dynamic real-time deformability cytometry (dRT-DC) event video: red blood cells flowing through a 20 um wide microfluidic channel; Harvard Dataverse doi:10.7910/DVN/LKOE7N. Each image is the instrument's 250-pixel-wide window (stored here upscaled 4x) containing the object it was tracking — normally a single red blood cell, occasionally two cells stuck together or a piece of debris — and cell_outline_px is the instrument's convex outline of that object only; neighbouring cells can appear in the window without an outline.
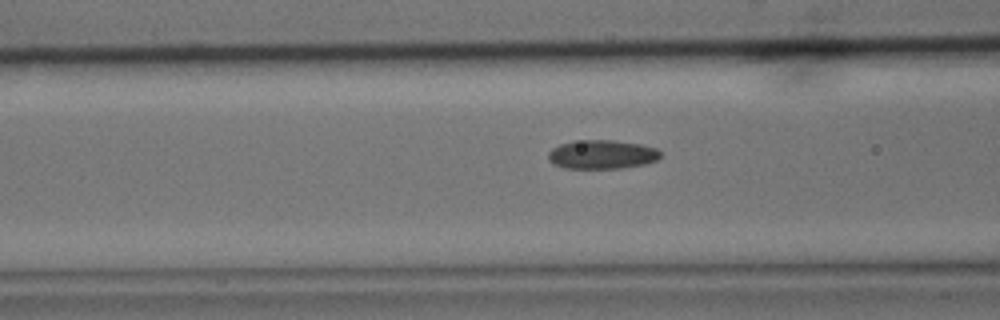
{"species": "common noctule bat (a hibernating species)", "species_latin": "Nyctalus noctula", "temperature_condition": "cold", "stored_images_in_passage": 33, "camera_frame_rate_fps": 3000, "um_per_image_px": 0.085, "animal": {"sex": "male", "body_mass_g": 15.6}, "frame": {"image": 1, "passage_image": 11, "time_ms": 3.333, "image_size_px": [1000, 320], "cell_outline_px": [[660, 156], [656, 160], [644, 164], [620, 168], [564, 168], [552, 164], [548, 160], [548, 152], [552, 148], [560, 144], [572, 140], [612, 140], [640, 144], [656, 148], [660, 152]], "centroid_in_image_um": [51.11, 13.12], "position_along_channel_um": 115.5, "area_um2": 18.96}}
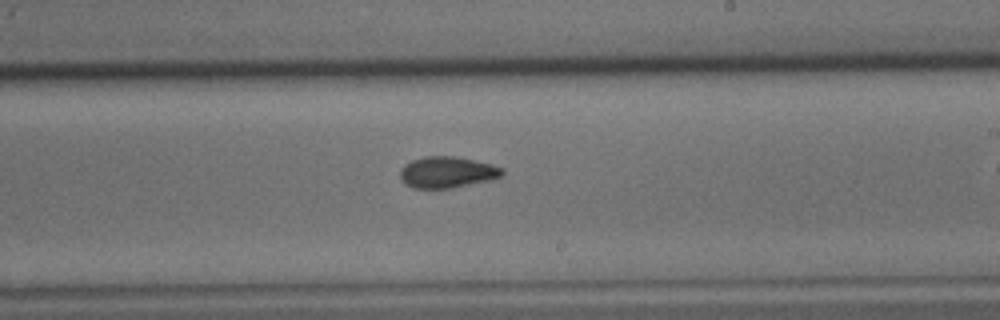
{"frame": {"image": 2, "passage_image": 22, "time_ms": 7.0, "image_size_px": [1000, 320], "cell_outline_px": [[504, 172], [500, 176], [492, 180], [452, 188], [412, 188], [404, 184], [400, 180], [400, 168], [404, 164], [412, 160], [424, 156], [456, 156], [492, 164], [504, 168]], "centroid_in_image_um": [37.99, 14.64], "position_along_channel_um": 251.0, "area_um2": 18.9}}
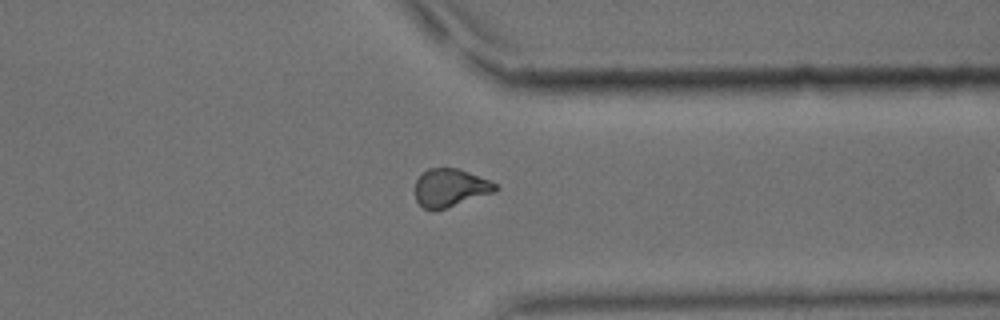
{"frame": {"image": 3, "passage_image": 32, "time_ms": 10.333, "image_size_px": [1000, 320], "cell_outline_px": [[500, 188], [496, 192], [432, 212], [424, 208], [416, 200], [416, 180], [428, 168], [460, 168], [488, 180], [496, 184]], "centroid_in_image_um": [38.29, 15.97], "position_along_channel_um": 373.1, "area_um2": 17.8}}